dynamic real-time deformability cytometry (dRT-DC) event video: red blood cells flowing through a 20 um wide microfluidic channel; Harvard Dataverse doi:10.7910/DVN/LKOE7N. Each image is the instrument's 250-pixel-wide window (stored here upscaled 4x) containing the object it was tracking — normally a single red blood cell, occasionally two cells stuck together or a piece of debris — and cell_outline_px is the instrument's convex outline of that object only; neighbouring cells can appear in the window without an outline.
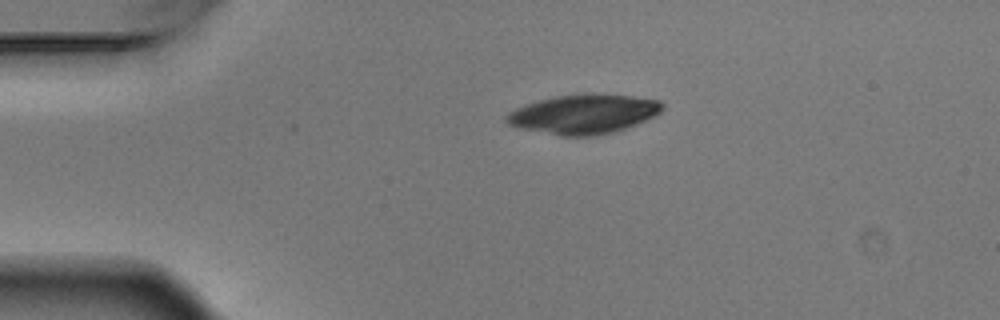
{"species": "Egyptian fruit bat (a non-hibernating species)", "species_latin": "Rousettus aegyptiacus", "temperature_condition": "warm", "stored_images_in_passage": 2, "camera_frame_rate_fps": 3000, "um_per_image_px": 0.085, "animal": {"sex": "male"}, "frame": {"image": 1, "passage_image": 1, "time_ms": 0.0, "image_size_px": [1000, 320], "cell_outline_px": [[664, 108], [660, 112], [636, 124], [612, 132], [596, 136], [560, 136], [520, 128], [508, 124], [504, 120], [504, 116], [508, 112], [524, 104], [556, 96], [632, 96], [660, 100], [664, 104]], "centroid_in_image_um": [49.56, 9.73], "position_along_channel_um": 35.4, "area_um2": 34.91}}